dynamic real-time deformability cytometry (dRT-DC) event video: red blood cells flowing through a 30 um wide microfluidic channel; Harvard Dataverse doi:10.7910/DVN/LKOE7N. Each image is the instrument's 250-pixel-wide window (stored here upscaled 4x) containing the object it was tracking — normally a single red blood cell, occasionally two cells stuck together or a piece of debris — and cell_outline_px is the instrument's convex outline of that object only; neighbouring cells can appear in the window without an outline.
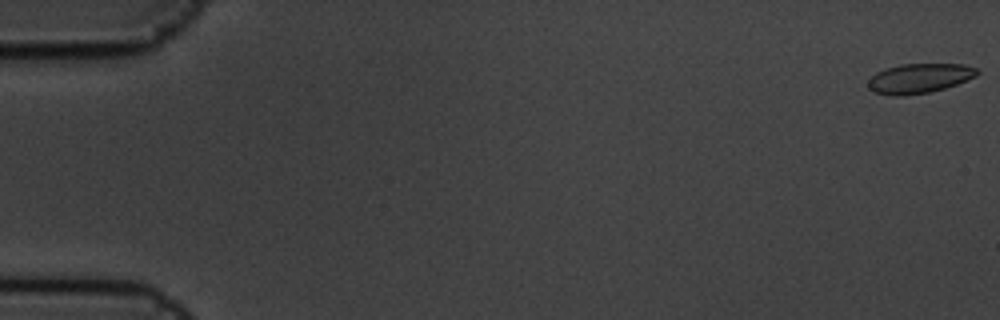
{"species": "common noctule bat (a hibernating species)", "species_latin": "Nyctalus noctula", "temperature_condition": "cold", "stored_images_in_passage": 5, "camera_frame_rate_fps": 3000, "um_per_image_px": 0.085, "animal": {"sex": "male", "body_mass_g": 19.5, "forearm_length_mm": 54.6}, "frame": {"image": 1, "passage_image": 1, "time_ms": 0.0, "image_size_px": [1000, 320], "cell_outline_px": [[980, 72], [976, 76], [956, 84], [944, 88], [928, 92], [904, 96], [888, 96], [872, 92], [868, 88], [868, 80], [876, 72], [884, 68], [900, 64], [964, 64], [976, 68]], "centroid_in_image_um": [78.09, 6.66], "position_along_channel_um": 6.9, "area_um2": 19.02}}